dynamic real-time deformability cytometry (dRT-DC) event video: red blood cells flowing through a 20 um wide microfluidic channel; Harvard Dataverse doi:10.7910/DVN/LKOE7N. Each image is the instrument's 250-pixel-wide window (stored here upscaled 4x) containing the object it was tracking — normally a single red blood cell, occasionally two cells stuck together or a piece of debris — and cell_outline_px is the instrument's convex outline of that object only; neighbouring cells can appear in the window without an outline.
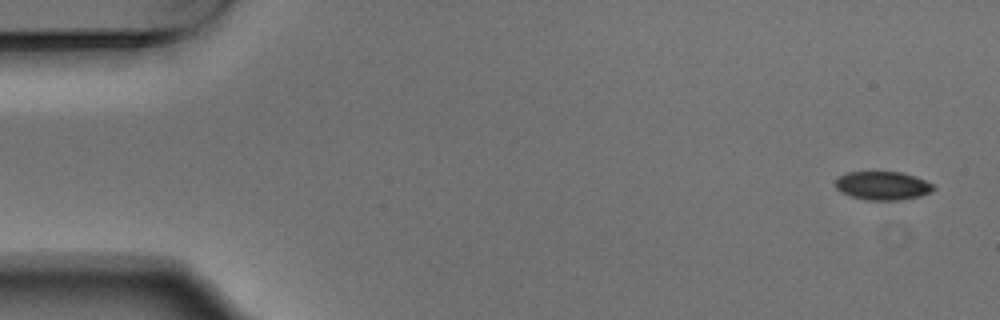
{"species": "Egyptian fruit bat (a non-hibernating species)", "species_latin": "Rousettus aegyptiacus", "temperature_condition": "warm", "stored_images_in_passage": 4, "camera_frame_rate_fps": 3000, "um_per_image_px": 0.085, "animal": {"sex": "male"}, "frame": {"image": 1, "passage_image": 1, "time_ms": 0.0, "image_size_px": [1000, 320], "cell_outline_px": [[936, 188], [932, 192], [920, 196], [900, 200], [864, 200], [848, 196], [840, 192], [836, 188], [836, 180], [840, 176], [848, 172], [900, 172], [916, 176], [932, 184]], "centroid_in_image_um": [75.03, 15.79], "position_along_channel_um": 10.0, "area_um2": 16.42}}
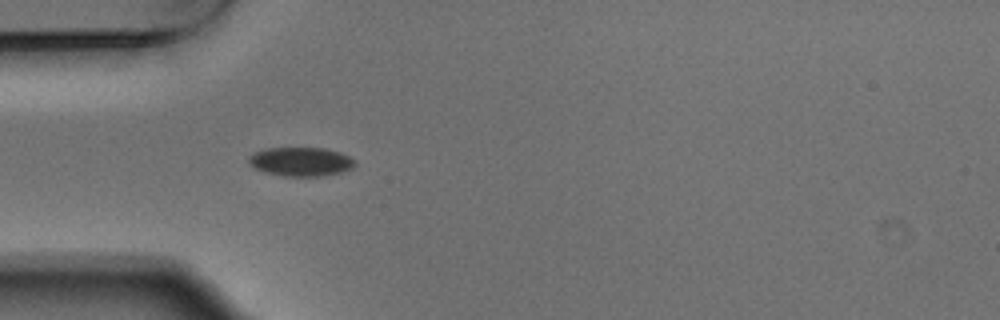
{"frame": {"image": 2, "passage_image": 4, "time_ms": 1.0, "image_size_px": [1000, 320], "cell_outline_px": [[356, 164], [352, 168], [340, 172], [324, 176], [284, 176], [264, 172], [248, 164], [248, 156], [252, 152], [268, 148], [324, 148], [340, 152], [356, 160]], "centroid_in_image_um": [25.55, 13.74], "position_along_channel_um": 59.4, "area_um2": 18.03}}